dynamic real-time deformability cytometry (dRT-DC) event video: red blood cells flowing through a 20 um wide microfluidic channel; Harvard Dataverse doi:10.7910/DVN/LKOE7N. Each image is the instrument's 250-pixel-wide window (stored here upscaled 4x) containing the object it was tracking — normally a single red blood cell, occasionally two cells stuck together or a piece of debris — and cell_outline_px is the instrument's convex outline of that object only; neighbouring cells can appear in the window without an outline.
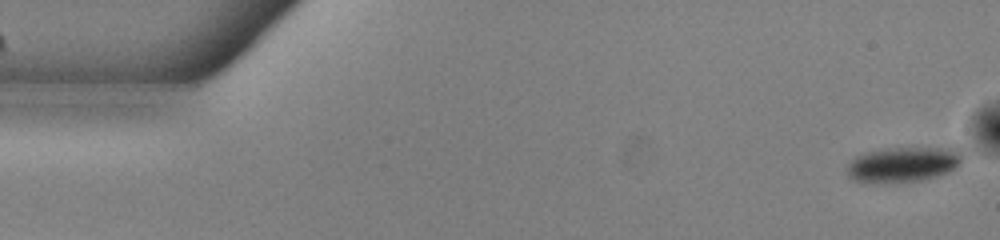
{"species": "common noctule bat (a hibernating species)", "species_latin": "Nyctalus noctula", "temperature_condition": "warm", "stored_images_in_passage": 53, "camera_frame_rate_fps": 3000, "um_per_image_px": 0.085, "animal": {"sex": "male", "body_mass_g": 13.0, "forearm_length_mm": 53.1}, "frame": {"image": 1, "passage_image": 1, "time_ms": 0.0, "image_size_px": [1000, 240], "cell_outline_px": [[964, 156], [960, 164], [956, 168], [936, 176], [924, 180], [892, 184], [864, 184], [852, 180], [848, 176], [848, 164], [856, 156], [864, 152], [888, 148], [960, 148]], "centroid_in_image_um": [76.75, 14.01], "position_along_channel_um": 8.3, "area_um2": 24.39}}
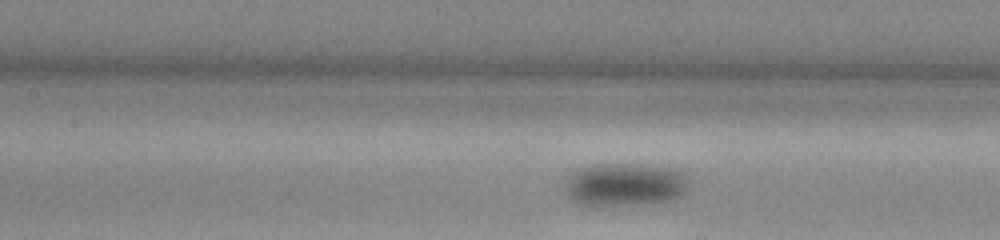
{"frame": {"image": 2, "passage_image": 23, "time_ms": 7.333, "image_size_px": [1000, 240], "cell_outline_px": [[688, 192], [672, 200], [640, 204], [580, 204], [568, 196], [564, 192], [564, 184], [568, 172], [576, 168], [592, 164], [636, 164], [668, 168], [688, 172]], "centroid_in_image_um": [53.11, 15.65], "position_along_channel_um": 154.3, "area_um2": 31.5}}
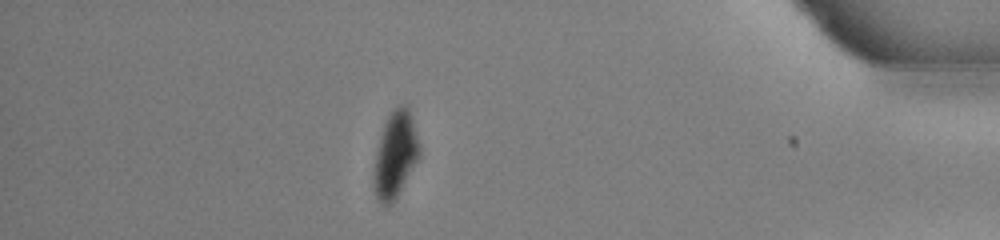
{"frame": {"image": 3, "passage_image": 46, "time_ms": 15.0, "image_size_px": [1000, 240], "cell_outline_px": [[420, 156], [392, 204], [380, 204], [376, 196], [372, 184], [372, 172], [376, 152], [384, 120], [392, 108], [400, 104], [408, 104], [420, 148]], "centroid_in_image_um": [33.57, 13.11], "position_along_channel_um": 401.6, "area_um2": 23.18}, "authors_computed_cell_mechanics": {"area_um2": 26.5302, "velocity_mm_per_s": 3.8432, "shape_relaxation_time_tau1_ms": 2.6506, "shape_relaxation_time_tau2_ms": null, "deformation_change_tau1": 0.1034, "deformation_change_tau2": null}}